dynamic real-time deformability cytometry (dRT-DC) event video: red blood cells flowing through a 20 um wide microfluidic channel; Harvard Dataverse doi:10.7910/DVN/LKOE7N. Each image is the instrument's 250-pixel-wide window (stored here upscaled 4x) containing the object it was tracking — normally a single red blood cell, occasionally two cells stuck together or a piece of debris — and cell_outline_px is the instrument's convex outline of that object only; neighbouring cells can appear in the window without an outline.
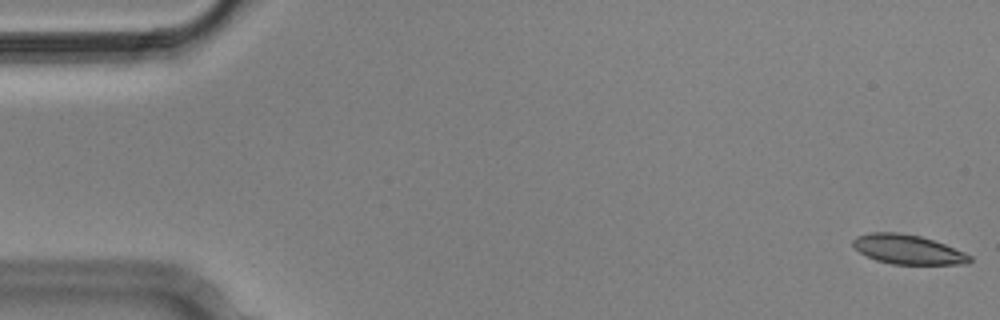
{"species": "Egyptian fruit bat (a non-hibernating species)", "species_latin": "Rousettus aegyptiacus", "temperature_condition": "cold", "stored_images_in_passage": 5, "camera_frame_rate_fps": 3000, "um_per_image_px": 0.085, "animal": {"sex": "male"}, "frame": {"image": 1, "passage_image": 1, "time_ms": 0.0, "image_size_px": [1000, 320], "cell_outline_px": [[972, 260], [968, 264], [892, 264], [876, 260], [860, 252], [852, 244], [852, 240], [856, 236], [872, 232], [896, 232], [920, 236], [944, 244], [964, 252], [972, 256]], "centroid_in_image_um": [77.17, 21.2], "position_along_channel_um": 7.8, "area_um2": 19.88}}